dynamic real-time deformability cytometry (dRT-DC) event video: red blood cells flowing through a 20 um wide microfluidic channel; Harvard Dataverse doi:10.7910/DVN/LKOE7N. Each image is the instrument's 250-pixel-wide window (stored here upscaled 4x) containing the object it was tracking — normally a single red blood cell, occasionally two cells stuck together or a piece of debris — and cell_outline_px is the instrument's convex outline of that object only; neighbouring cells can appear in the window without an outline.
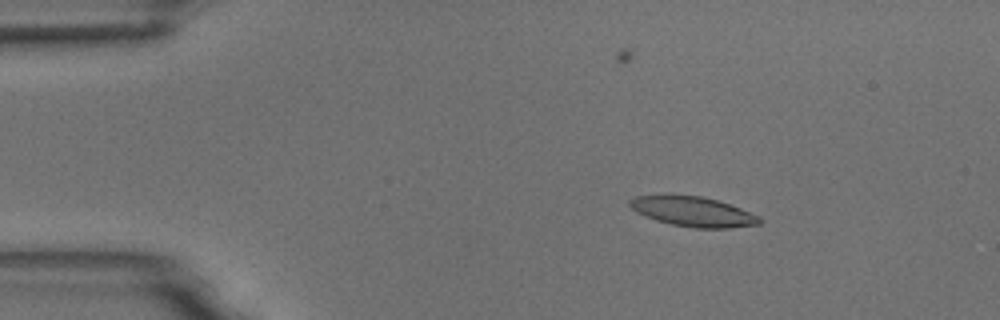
{"species": "common noctule bat (a hibernating species)", "species_latin": "Nyctalus noctula", "temperature_condition": "room temperature", "stored_images_in_passage": 55, "camera_frame_rate_fps": 3000, "um_per_image_px": 0.085, "animal": {"sex": "male", "body_mass_g": 18.8}, "frame": {"image": 1, "passage_image": 9, "time_ms": 2.667, "image_size_px": [1000, 320], "cell_outline_px": [[764, 220], [760, 224], [728, 228], [696, 228], [672, 224], [656, 220], [636, 212], [628, 204], [628, 200], [636, 196], [700, 196], [716, 200], [740, 208], [760, 216]], "centroid_in_image_um": [58.94, 18.0], "position_along_channel_um": 26.1, "area_um2": 22.2}}
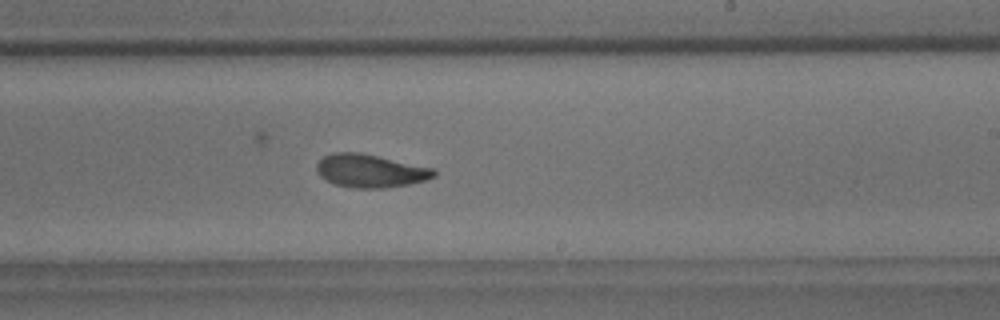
{"frame": {"image": 2, "passage_image": 33, "time_ms": 10.667, "image_size_px": [1000, 320], "cell_outline_px": [[436, 176], [428, 180], [408, 184], [384, 188], [352, 188], [336, 184], [320, 176], [316, 172], [316, 164], [324, 156], [332, 152], [360, 152], [436, 168]], "centroid_in_image_um": [31.51, 14.51], "position_along_channel_um": 257.5, "area_um2": 22.89}}
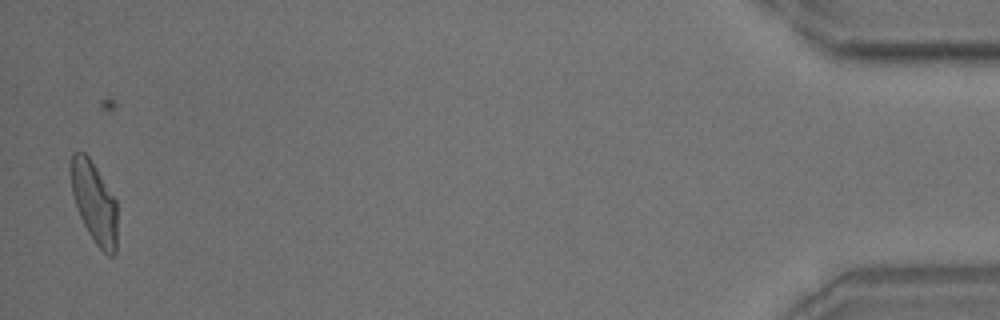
{"frame": {"image": 3, "passage_image": 54, "time_ms": 17.667, "image_size_px": [1000, 320], "cell_outline_px": [[116, 252], [112, 256], [108, 256], [96, 244], [88, 232], [76, 208], [72, 192], [68, 168], [72, 152], [84, 152], [88, 156], [96, 168], [116, 200]], "centroid_in_image_um": [7.97, 17.17], "position_along_channel_um": 427.2, "area_um2": 22.02}, "authors_computed_cell_mechanics": {"area_um2": 22.542, "velocity_mm_per_s": 3.6984, "shape_relaxation_time_tau1_ms": 6.1648, "shape_relaxation_time_tau2_ms": 2.7591, "deformation_change_tau1": 0.1765, "deformation_change_tau2": 0.0815}}